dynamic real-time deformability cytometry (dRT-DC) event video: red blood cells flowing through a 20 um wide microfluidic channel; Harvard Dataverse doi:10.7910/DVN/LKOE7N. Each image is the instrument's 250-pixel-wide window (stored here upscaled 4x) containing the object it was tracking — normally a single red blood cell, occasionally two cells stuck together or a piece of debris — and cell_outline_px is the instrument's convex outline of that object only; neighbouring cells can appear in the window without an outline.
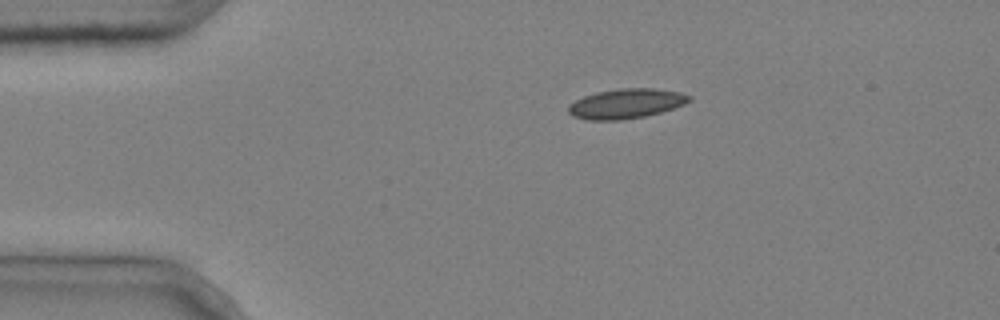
{"species": "common noctule bat (a hibernating species)", "species_latin": "Nyctalus noctula", "temperature_condition": "cold", "stored_images_in_passage": 3, "camera_frame_rate_fps": 3000, "um_per_image_px": 0.085, "animal": {"sex": "male", "body_mass_g": 20.4}, "frame": {"image": 1, "passage_image": 1, "time_ms": 0.0, "image_size_px": [1000, 320], "cell_outline_px": [[692, 100], [684, 104], [660, 112], [644, 116], [620, 120], [588, 120], [572, 116], [568, 112], [568, 104], [584, 96], [596, 92], [620, 88], [652, 88], [680, 92], [692, 96]], "centroid_in_image_um": [53.2, 8.8], "position_along_channel_um": 31.8, "area_um2": 20.92}}
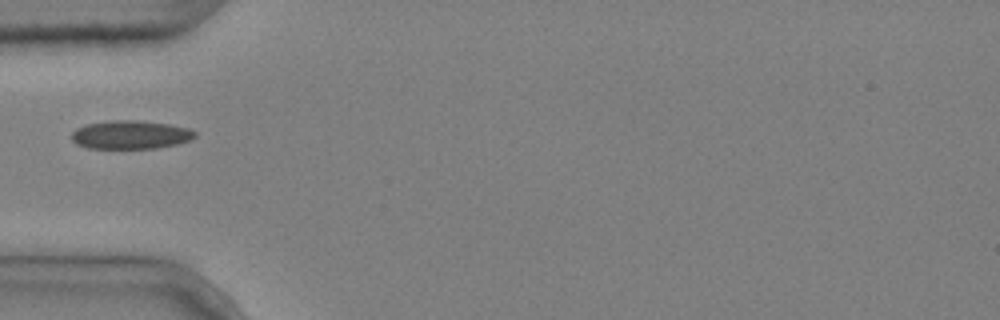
{"frame": {"image": 2, "passage_image": 3, "time_ms": 0.667, "image_size_px": [1000, 320], "cell_outline_px": [[196, 136], [188, 140], [176, 144], [156, 148], [88, 148], [76, 144], [72, 140], [72, 132], [76, 128], [84, 124], [112, 120], [136, 120], [168, 124], [188, 128], [196, 132]], "centroid_in_image_um": [11.06, 11.45], "position_along_channel_um": 73.9, "area_um2": 20.4}}